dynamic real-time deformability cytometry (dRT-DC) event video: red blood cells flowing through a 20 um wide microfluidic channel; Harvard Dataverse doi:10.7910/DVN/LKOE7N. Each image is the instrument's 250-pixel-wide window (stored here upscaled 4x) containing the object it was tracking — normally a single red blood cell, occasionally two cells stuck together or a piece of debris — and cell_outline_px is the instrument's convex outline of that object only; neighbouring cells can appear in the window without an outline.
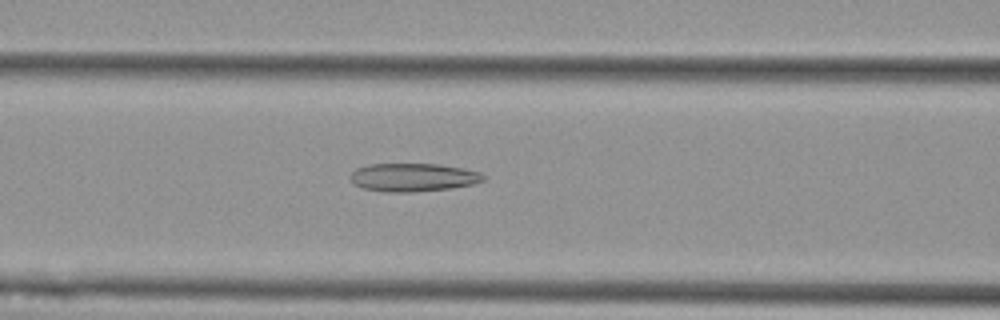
{"species": "Egyptian fruit bat (a non-hibernating species)", "species_latin": "Rousettus aegyptiacus", "temperature_condition": "cold", "stored_images_in_passage": 44, "camera_frame_rate_fps": 3000, "um_per_image_px": 0.085, "animal": {"sex": "female"}, "frame": {"image": 1, "passage_image": 11, "time_ms": 3.333, "image_size_px": [1000, 320], "cell_outline_px": [[484, 180], [472, 184], [452, 188], [408, 192], [384, 192], [364, 188], [356, 184], [348, 176], [356, 168], [368, 164], [440, 164], [464, 168], [480, 172], [484, 176]], "centroid_in_image_um": [35.11, 15.06], "position_along_channel_um": 131.5, "area_um2": 21.85}}
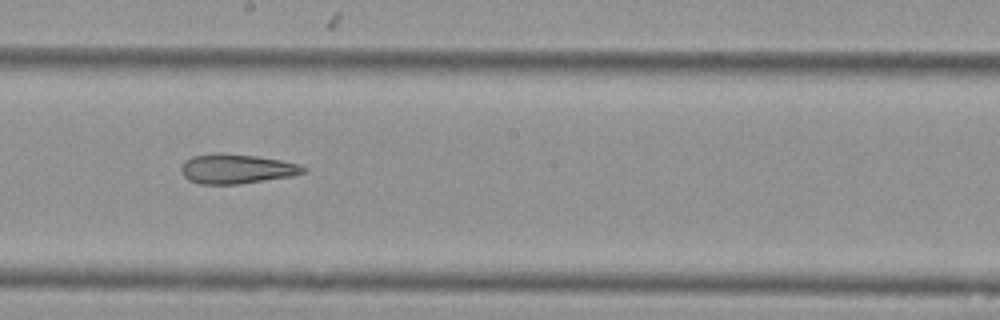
{"frame": {"image": 2, "passage_image": 19, "time_ms": 6.0, "image_size_px": [1000, 320], "cell_outline_px": [[308, 168], [304, 172], [292, 176], [236, 184], [200, 184], [188, 180], [184, 176], [180, 168], [184, 160], [192, 156], [212, 152], [220, 152], [256, 156], [280, 160], [300, 164]], "centroid_in_image_um": [20.07, 14.33], "position_along_channel_um": 228.1, "area_um2": 21.21}}
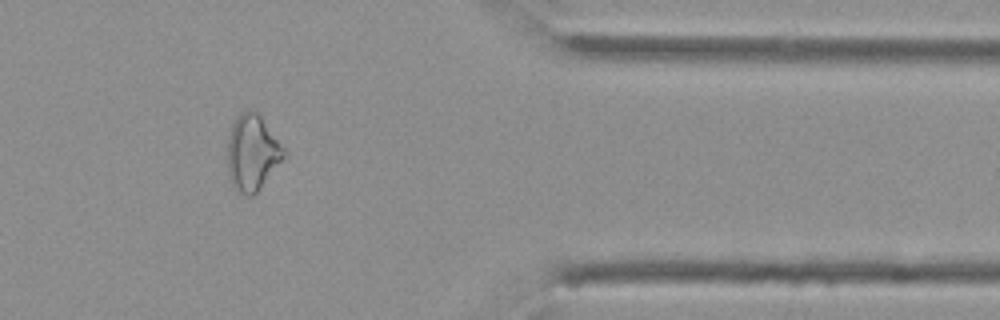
{"frame": {"image": 3, "passage_image": 34, "time_ms": 11.0, "image_size_px": [1000, 320], "cell_outline_px": [[288, 156], [260, 188], [252, 196], [244, 196], [232, 184], [228, 172], [228, 136], [232, 120], [240, 112], [256, 112], [260, 116], [288, 152]], "centroid_in_image_um": [21.47, 12.99], "position_along_channel_um": 389.9, "area_um2": 25.09}, "authors_computed_cell_mechanics": {"area_um2": 23.1489, "velocity_mm_per_s": 3.6398, "shape_relaxation_time_tau1_ms": null, "shape_relaxation_time_tau2_ms": 6.5099, "deformation_change_tau1": null, "deformation_change_tau2": 0.1813}}